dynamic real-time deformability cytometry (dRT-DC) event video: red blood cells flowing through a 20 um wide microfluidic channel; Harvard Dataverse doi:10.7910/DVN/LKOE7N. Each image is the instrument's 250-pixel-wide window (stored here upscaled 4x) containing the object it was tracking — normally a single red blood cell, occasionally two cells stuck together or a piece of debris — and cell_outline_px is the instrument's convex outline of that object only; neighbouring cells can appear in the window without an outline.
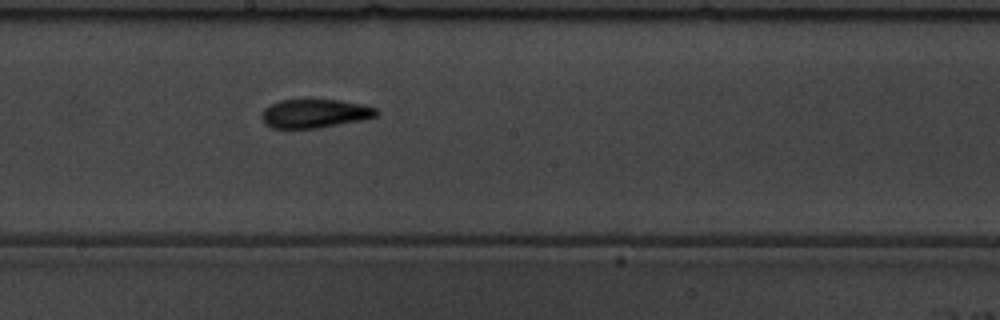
{"species": "common noctule bat (a hibernating species)", "species_latin": "Nyctalus noctula", "temperature_condition": "warm", "stored_images_in_passage": 50, "camera_frame_rate_fps": 3000, "um_per_image_px": 0.085, "animal": {"sex": "male", "body_mass_g": 19.5, "forearm_length_mm": 54.6}, "frame": {"image": 1, "passage_image": 26, "time_ms": 8.333, "image_size_px": [1000, 320], "cell_outline_px": [[380, 112], [376, 116], [360, 120], [320, 128], [272, 128], [264, 124], [260, 116], [260, 112], [268, 104], [280, 100], [304, 96], [340, 100], [364, 104], [376, 108]], "centroid_in_image_um": [26.69, 9.59], "position_along_channel_um": 221.5, "area_um2": 20.29}}
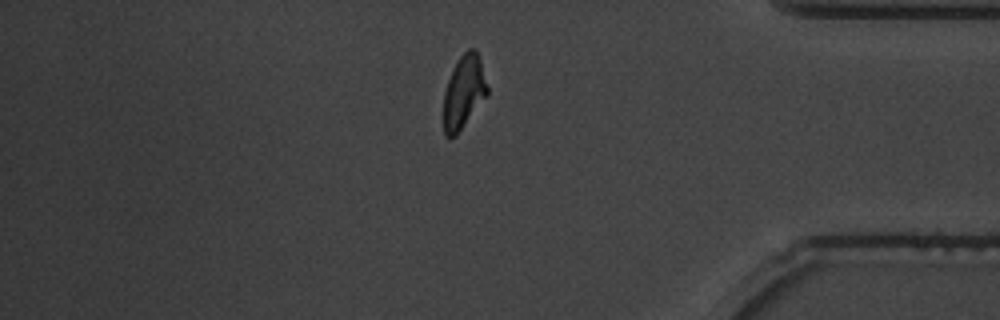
{"frame": {"image": 2, "passage_image": 42, "time_ms": 13.667, "image_size_px": [1000, 320], "cell_outline_px": [[488, 96], [456, 136], [444, 136], [444, 92], [452, 68], [460, 56], [468, 48], [476, 48], [480, 60], [488, 88]], "centroid_in_image_um": [39.43, 7.82], "position_along_channel_um": 395.8, "area_um2": 18.79}}
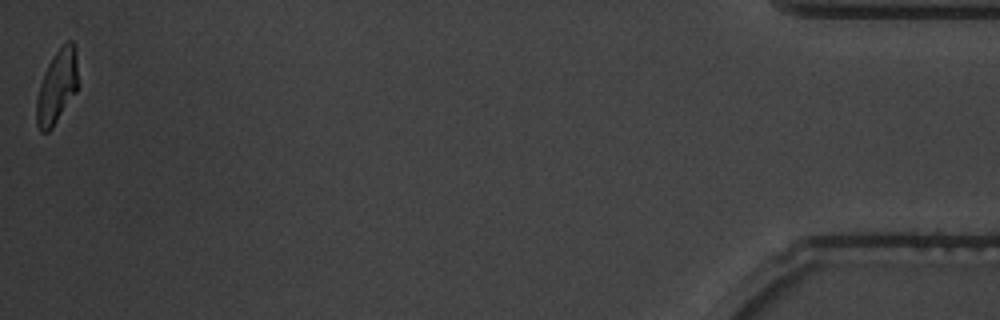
{"frame": {"image": 3, "passage_image": 50, "time_ms": 16.333, "image_size_px": [1000, 320], "cell_outline_px": [[80, 84], [76, 92], [52, 128], [48, 132], [40, 132], [36, 124], [36, 100], [40, 84], [44, 72], [52, 56], [68, 40], [72, 40], [76, 48]], "centroid_in_image_um": [4.87, 7.35], "position_along_channel_um": 430.3, "area_um2": 18.21}, "authors_computed_cell_mechanics": {"area_um2": 19.2185, "velocity_mm_per_s": 3.7136, "shape_relaxation_time_tau1_ms": 5.2424, "shape_relaxation_time_tau2_ms": 2.2624, "deformation_change_tau1": 0.1854, "deformation_change_tau2": 0.0897}}